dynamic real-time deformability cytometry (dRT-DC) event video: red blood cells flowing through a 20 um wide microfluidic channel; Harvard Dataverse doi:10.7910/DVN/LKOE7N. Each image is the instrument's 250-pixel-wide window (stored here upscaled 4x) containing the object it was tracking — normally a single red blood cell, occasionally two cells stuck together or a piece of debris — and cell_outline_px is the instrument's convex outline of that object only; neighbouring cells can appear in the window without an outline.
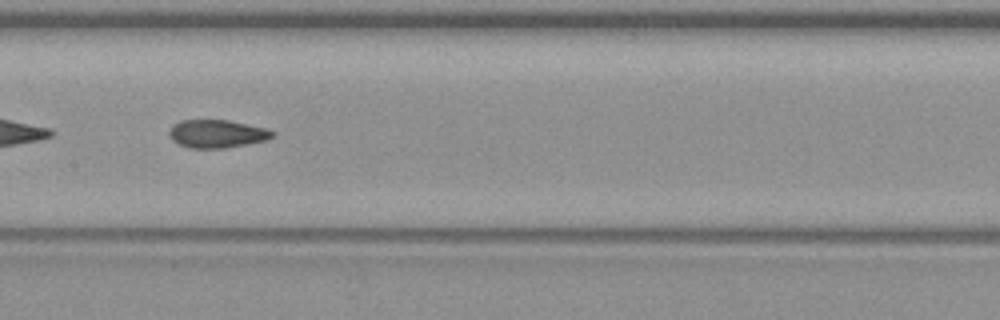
{"species": "common noctule bat (a hibernating species)", "species_latin": "Nyctalus noctula", "temperature_condition": "warm", "stored_images_in_passage": 10, "camera_frame_rate_fps": 3000, "um_per_image_px": 0.085, "animal": {"sex": "female", "body_mass_g": 19.3, "forearm_length_mm": 54.1}, "frame": {"image": 1, "passage_image": 9, "time_ms": 10.333, "image_size_px": [1000, 320], "cell_outline_px": [[276, 132], [268, 140], [224, 148], [188, 148], [172, 140], [168, 136], [168, 132], [172, 124], [180, 120], [228, 120], [268, 128]], "centroid_in_image_um": [18.43, 11.36], "position_along_channel_um": 189.0, "area_um2": 17.05}}
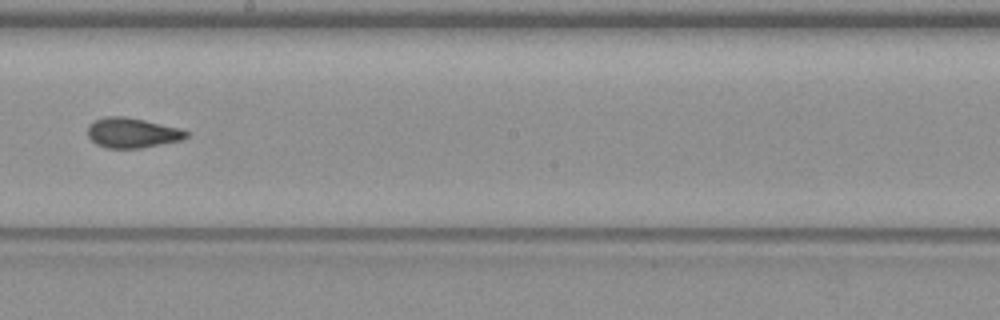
{"frame": {"image": 2, "passage_image": 10, "time_ms": 11.667, "image_size_px": [1000, 320], "cell_outline_px": [[188, 136], [184, 140], [140, 148], [108, 148], [96, 144], [88, 136], [88, 124], [92, 120], [104, 116], [124, 116], [144, 120], [180, 128], [188, 132]], "centroid_in_image_um": [11.23, 11.28], "position_along_channel_um": 237.0, "area_um2": 17.4}}